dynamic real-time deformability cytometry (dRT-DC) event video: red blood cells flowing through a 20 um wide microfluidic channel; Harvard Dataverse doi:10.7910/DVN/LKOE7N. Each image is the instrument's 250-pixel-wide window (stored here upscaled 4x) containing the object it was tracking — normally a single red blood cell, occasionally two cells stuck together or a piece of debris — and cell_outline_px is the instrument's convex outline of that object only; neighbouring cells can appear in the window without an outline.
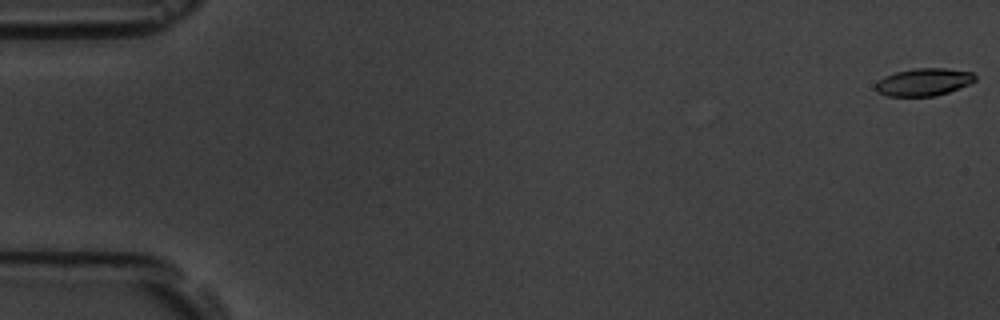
{"species": "common noctule bat (a hibernating species)", "species_latin": "Nyctalus noctula", "temperature_condition": "room temperature", "stored_images_in_passage": 3, "camera_frame_rate_fps": 3000, "um_per_image_px": 0.085, "animal": {"sex": "male", "body_mass_g": 19.5, "forearm_length_mm": 54.6}, "frame": {"image": 1, "passage_image": 1, "time_ms": 0.0, "image_size_px": [1000, 320], "cell_outline_px": [[976, 80], [968, 84], [948, 92], [936, 96], [888, 96], [876, 92], [876, 80], [884, 76], [896, 72], [916, 68], [944, 68], [972, 72], [976, 76]], "centroid_in_image_um": [78.49, 6.97], "position_along_channel_um": 6.5, "area_um2": 15.95}}